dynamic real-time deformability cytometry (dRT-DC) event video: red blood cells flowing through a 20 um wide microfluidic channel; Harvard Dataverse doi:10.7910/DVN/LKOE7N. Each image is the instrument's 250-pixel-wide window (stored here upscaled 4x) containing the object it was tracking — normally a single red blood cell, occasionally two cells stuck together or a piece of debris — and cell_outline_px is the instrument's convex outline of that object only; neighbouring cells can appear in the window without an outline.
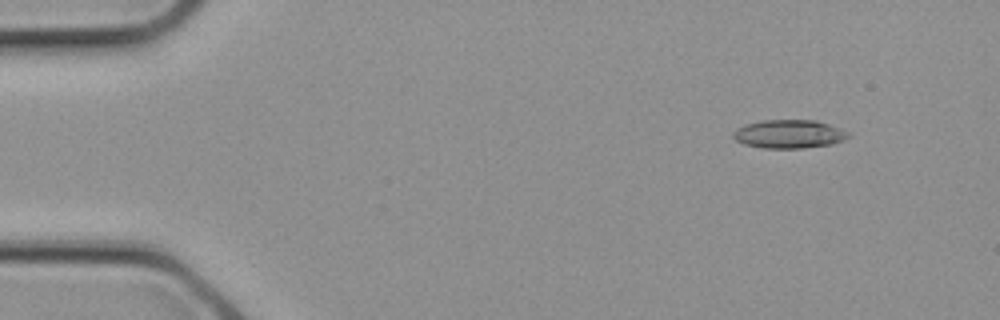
{"species": "common noctule bat (a hibernating species)", "species_latin": "Nyctalus noctula", "temperature_condition": "cold", "stored_images_in_passage": 2, "camera_frame_rate_fps": 3000, "um_per_image_px": 0.085, "animal": {"sex": "female", "body_mass_g": 21.9}, "frame": {"image": 1, "passage_image": 1, "time_ms": 0.0, "image_size_px": [1000, 320], "cell_outline_px": [[852, 136], [844, 140], [832, 144], [804, 148], [764, 148], [744, 144], [736, 140], [732, 136], [732, 132], [736, 128], [748, 124], [764, 120], [816, 120], [828, 124], [848, 132]], "centroid_in_image_um": [67.08, 11.4], "position_along_channel_um": 17.9, "area_um2": 19.07}}